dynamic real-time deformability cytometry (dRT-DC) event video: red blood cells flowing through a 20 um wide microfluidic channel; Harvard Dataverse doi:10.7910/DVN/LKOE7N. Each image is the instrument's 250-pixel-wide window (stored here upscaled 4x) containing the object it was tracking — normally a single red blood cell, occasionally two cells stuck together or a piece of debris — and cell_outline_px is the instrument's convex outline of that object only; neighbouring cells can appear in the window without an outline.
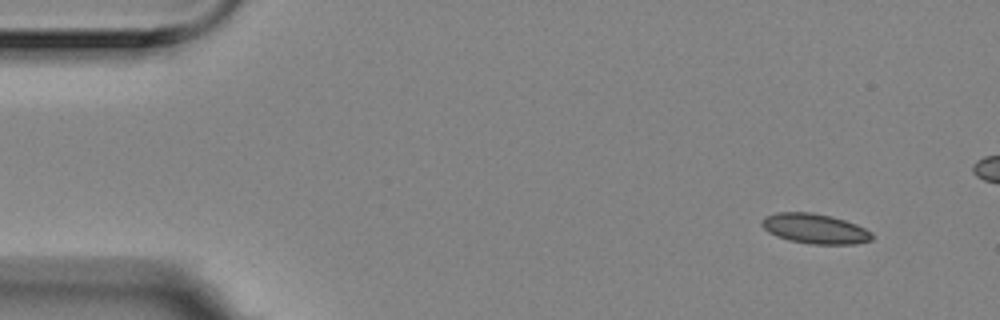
{"species": "Egyptian fruit bat (a non-hibernating species)", "species_latin": "Rousettus aegyptiacus", "temperature_condition": "room temperature", "stored_images_in_passage": 5, "camera_frame_rate_fps": 3000, "um_per_image_px": 0.085, "animal": {"sex": "female"}, "frame": {"image": 1, "passage_image": 1, "time_ms": 0.0, "image_size_px": [1000, 320], "cell_outline_px": [[872, 240], [856, 244], [812, 244], [788, 240], [776, 236], [768, 232], [760, 224], [764, 216], [776, 212], [812, 212], [832, 216], [856, 224], [872, 232]], "centroid_in_image_um": [69.24, 19.43], "position_along_channel_um": 15.8, "area_um2": 19.36}}